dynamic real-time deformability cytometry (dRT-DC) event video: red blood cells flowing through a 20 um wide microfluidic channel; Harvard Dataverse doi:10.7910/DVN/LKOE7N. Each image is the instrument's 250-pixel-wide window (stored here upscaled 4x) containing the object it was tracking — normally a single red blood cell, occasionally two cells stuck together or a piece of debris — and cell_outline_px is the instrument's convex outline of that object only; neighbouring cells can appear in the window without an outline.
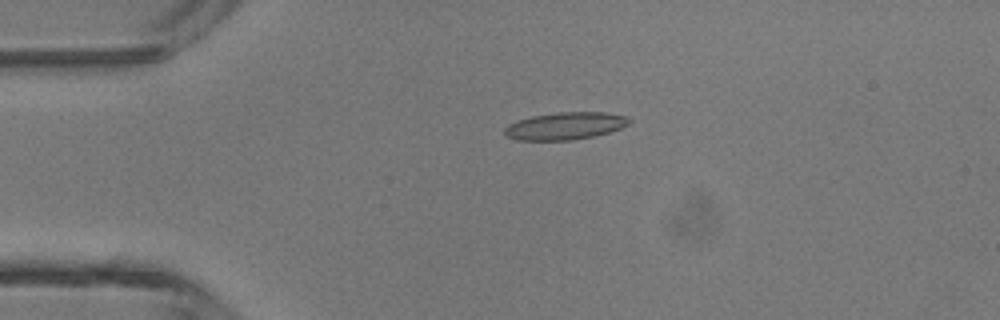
{"species": "common noctule bat (a hibernating species)", "species_latin": "Nyctalus noctula", "temperature_condition": "room temperature", "stored_images_in_passage": 4, "camera_frame_rate_fps": 3000, "um_per_image_px": 0.085, "animal": {"sex": "male", "body_mass_g": 13.3}, "frame": {"image": 1, "passage_image": 3, "time_ms": 0.667, "image_size_px": [1000, 320], "cell_outline_px": [[632, 120], [628, 124], [620, 128], [596, 136], [572, 140], [516, 140], [508, 136], [504, 132], [504, 128], [508, 124], [516, 120], [532, 116], [556, 112], [604, 112], [628, 116]], "centroid_in_image_um": [48.04, 10.7], "position_along_channel_um": 37.0, "area_um2": 20.0}}